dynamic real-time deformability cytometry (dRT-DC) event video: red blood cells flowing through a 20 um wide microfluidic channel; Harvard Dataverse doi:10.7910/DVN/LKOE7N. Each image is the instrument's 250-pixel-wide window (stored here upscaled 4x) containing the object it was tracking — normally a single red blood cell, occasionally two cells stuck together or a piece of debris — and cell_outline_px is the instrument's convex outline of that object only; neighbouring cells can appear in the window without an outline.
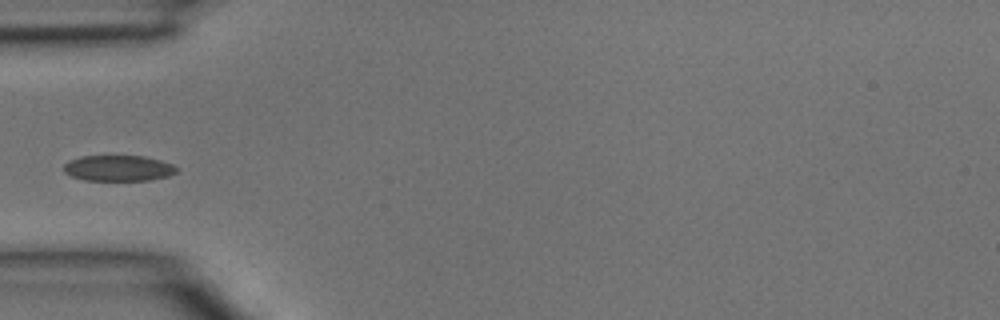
{"species": "common noctule bat (a hibernating species)", "species_latin": "Nyctalus noctula", "temperature_condition": "room temperature", "stored_images_in_passage": 5, "camera_frame_rate_fps": 3000, "um_per_image_px": 0.085, "animal": {"sex": "male", "body_mass_g": 15.6}, "frame": {"image": 1, "passage_image": 5, "time_ms": 1.333, "image_size_px": [1000, 320], "cell_outline_px": [[180, 168], [176, 172], [168, 176], [152, 180], [84, 180], [72, 176], [64, 172], [64, 164], [68, 160], [80, 156], [144, 156], [160, 160], [172, 164]], "centroid_in_image_um": [10.07, 14.29], "position_along_channel_um": 74.9, "area_um2": 17.05}}